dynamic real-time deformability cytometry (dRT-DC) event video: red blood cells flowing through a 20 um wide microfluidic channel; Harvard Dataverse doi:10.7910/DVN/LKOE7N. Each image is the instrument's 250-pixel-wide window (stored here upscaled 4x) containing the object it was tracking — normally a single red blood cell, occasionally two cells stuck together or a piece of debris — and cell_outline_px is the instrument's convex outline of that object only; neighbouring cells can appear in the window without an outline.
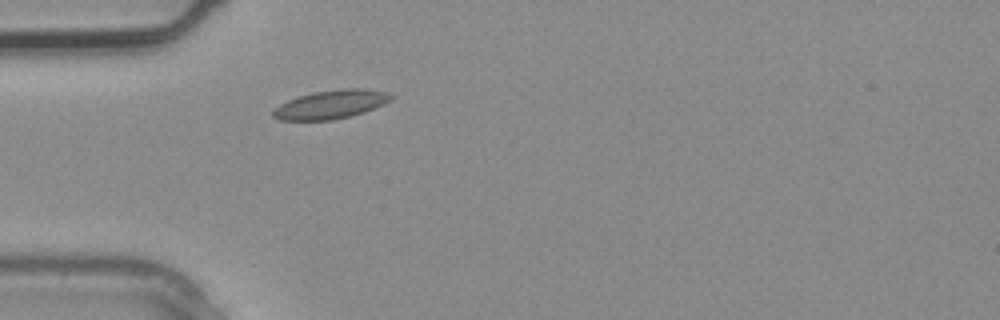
{"species": "common noctule bat (a hibernating species)", "species_latin": "Nyctalus noctula", "temperature_condition": "warm", "stored_images_in_passage": 2, "camera_frame_rate_fps": 3000, "um_per_image_px": 0.085, "animal": {"sex": "male", "body_mass_g": 20.4}, "frame": {"image": 1, "passage_image": 2, "time_ms": 0.333, "image_size_px": [1000, 320], "cell_outline_px": [[392, 96], [384, 104], [364, 112], [332, 120], [280, 120], [272, 116], [272, 112], [280, 104], [288, 100], [312, 92], [344, 88], [364, 88], [388, 92]], "centroid_in_image_um": [28.11, 8.87], "position_along_channel_um": 56.9, "area_um2": 19.48}}